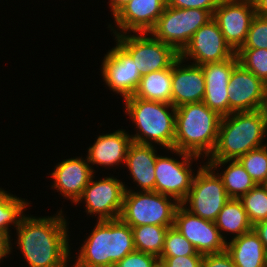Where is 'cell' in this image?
Instances as JSON below:
<instances>
[{
  "instance_id": "6da1fadb",
  "label": "cell",
  "mask_w": 267,
  "mask_h": 267,
  "mask_svg": "<svg viewBox=\"0 0 267 267\" xmlns=\"http://www.w3.org/2000/svg\"><path fill=\"white\" fill-rule=\"evenodd\" d=\"M63 212L60 208L46 217L26 213L15 229L17 237L10 239L11 253L17 247L28 267H69L73 243H70L69 217Z\"/></svg>"
},
{
  "instance_id": "7a4b0ae2",
  "label": "cell",
  "mask_w": 267,
  "mask_h": 267,
  "mask_svg": "<svg viewBox=\"0 0 267 267\" xmlns=\"http://www.w3.org/2000/svg\"><path fill=\"white\" fill-rule=\"evenodd\" d=\"M95 221L91 233L83 238L81 246L77 248V253L71 252V261L75 265L114 267L127 254L135 251L133 231L128 224L120 218Z\"/></svg>"
},
{
  "instance_id": "3957f363",
  "label": "cell",
  "mask_w": 267,
  "mask_h": 267,
  "mask_svg": "<svg viewBox=\"0 0 267 267\" xmlns=\"http://www.w3.org/2000/svg\"><path fill=\"white\" fill-rule=\"evenodd\" d=\"M267 108L222 116L216 146L206 160H238L267 144Z\"/></svg>"
},
{
  "instance_id": "277c9868",
  "label": "cell",
  "mask_w": 267,
  "mask_h": 267,
  "mask_svg": "<svg viewBox=\"0 0 267 267\" xmlns=\"http://www.w3.org/2000/svg\"><path fill=\"white\" fill-rule=\"evenodd\" d=\"M122 102L125 116L135 127L134 134L130 133L132 142L174 149L176 108L172 104L133 95Z\"/></svg>"
},
{
  "instance_id": "5b68a950",
  "label": "cell",
  "mask_w": 267,
  "mask_h": 267,
  "mask_svg": "<svg viewBox=\"0 0 267 267\" xmlns=\"http://www.w3.org/2000/svg\"><path fill=\"white\" fill-rule=\"evenodd\" d=\"M221 117L203 102L177 107L174 149L206 160L216 146Z\"/></svg>"
},
{
  "instance_id": "8992f818",
  "label": "cell",
  "mask_w": 267,
  "mask_h": 267,
  "mask_svg": "<svg viewBox=\"0 0 267 267\" xmlns=\"http://www.w3.org/2000/svg\"><path fill=\"white\" fill-rule=\"evenodd\" d=\"M180 203L155 191L125 190L120 219L130 227L141 225L174 226Z\"/></svg>"
},
{
  "instance_id": "52a82bcc",
  "label": "cell",
  "mask_w": 267,
  "mask_h": 267,
  "mask_svg": "<svg viewBox=\"0 0 267 267\" xmlns=\"http://www.w3.org/2000/svg\"><path fill=\"white\" fill-rule=\"evenodd\" d=\"M163 151L168 154L162 153L164 156L159 154L155 162V192L169 196L181 204L188 195L198 170L196 168L194 170L193 162L201 166L205 160L202 157L176 149ZM169 152L170 156H168ZM198 161L200 163H197Z\"/></svg>"
},
{
  "instance_id": "ba28073f",
  "label": "cell",
  "mask_w": 267,
  "mask_h": 267,
  "mask_svg": "<svg viewBox=\"0 0 267 267\" xmlns=\"http://www.w3.org/2000/svg\"><path fill=\"white\" fill-rule=\"evenodd\" d=\"M196 168L191 189L181 205L190 213L214 222L230 197L222 179L208 163Z\"/></svg>"
},
{
  "instance_id": "9c48e42d",
  "label": "cell",
  "mask_w": 267,
  "mask_h": 267,
  "mask_svg": "<svg viewBox=\"0 0 267 267\" xmlns=\"http://www.w3.org/2000/svg\"><path fill=\"white\" fill-rule=\"evenodd\" d=\"M213 15L203 9H181L166 5L150 34L172 46L179 54L189 44L194 33Z\"/></svg>"
},
{
  "instance_id": "30bf717a",
  "label": "cell",
  "mask_w": 267,
  "mask_h": 267,
  "mask_svg": "<svg viewBox=\"0 0 267 267\" xmlns=\"http://www.w3.org/2000/svg\"><path fill=\"white\" fill-rule=\"evenodd\" d=\"M112 37L132 57L141 76L170 68L180 57L172 46L154 38L149 32Z\"/></svg>"
},
{
  "instance_id": "8fae6325",
  "label": "cell",
  "mask_w": 267,
  "mask_h": 267,
  "mask_svg": "<svg viewBox=\"0 0 267 267\" xmlns=\"http://www.w3.org/2000/svg\"><path fill=\"white\" fill-rule=\"evenodd\" d=\"M108 175L97 178L94 174L74 203L75 206L85 204L87 217H95L97 221L118 219L122 211L126 182L113 174Z\"/></svg>"
},
{
  "instance_id": "7c38bea8",
  "label": "cell",
  "mask_w": 267,
  "mask_h": 267,
  "mask_svg": "<svg viewBox=\"0 0 267 267\" xmlns=\"http://www.w3.org/2000/svg\"><path fill=\"white\" fill-rule=\"evenodd\" d=\"M114 44L102 58L99 76L104 82L102 85L123 100L134 94L141 74L132 57L116 41Z\"/></svg>"
},
{
  "instance_id": "4fadbf2b",
  "label": "cell",
  "mask_w": 267,
  "mask_h": 267,
  "mask_svg": "<svg viewBox=\"0 0 267 267\" xmlns=\"http://www.w3.org/2000/svg\"><path fill=\"white\" fill-rule=\"evenodd\" d=\"M236 55L226 42L217 22L212 18L193 35L180 57L189 63L202 65L222 62Z\"/></svg>"
},
{
  "instance_id": "5bb4252c",
  "label": "cell",
  "mask_w": 267,
  "mask_h": 267,
  "mask_svg": "<svg viewBox=\"0 0 267 267\" xmlns=\"http://www.w3.org/2000/svg\"><path fill=\"white\" fill-rule=\"evenodd\" d=\"M227 91L229 114L267 108V85L239 63L231 73Z\"/></svg>"
},
{
  "instance_id": "9a60e30c",
  "label": "cell",
  "mask_w": 267,
  "mask_h": 267,
  "mask_svg": "<svg viewBox=\"0 0 267 267\" xmlns=\"http://www.w3.org/2000/svg\"><path fill=\"white\" fill-rule=\"evenodd\" d=\"M255 16L254 2L250 0H221L213 13V19L235 52L243 46Z\"/></svg>"
},
{
  "instance_id": "2e32d148",
  "label": "cell",
  "mask_w": 267,
  "mask_h": 267,
  "mask_svg": "<svg viewBox=\"0 0 267 267\" xmlns=\"http://www.w3.org/2000/svg\"><path fill=\"white\" fill-rule=\"evenodd\" d=\"M174 226L198 253L205 255L226 251V241L215 222L190 213L181 204L175 212Z\"/></svg>"
},
{
  "instance_id": "e0dca14e",
  "label": "cell",
  "mask_w": 267,
  "mask_h": 267,
  "mask_svg": "<svg viewBox=\"0 0 267 267\" xmlns=\"http://www.w3.org/2000/svg\"><path fill=\"white\" fill-rule=\"evenodd\" d=\"M166 5L167 0H131L113 17L112 23H107V28L113 35L150 32Z\"/></svg>"
},
{
  "instance_id": "ac0fdd59",
  "label": "cell",
  "mask_w": 267,
  "mask_h": 267,
  "mask_svg": "<svg viewBox=\"0 0 267 267\" xmlns=\"http://www.w3.org/2000/svg\"><path fill=\"white\" fill-rule=\"evenodd\" d=\"M48 178L53 180L49 189H53L62 195L65 200L75 203L82 195L83 190L89 184L95 174L88 162L87 157L73 156L55 164Z\"/></svg>"
},
{
  "instance_id": "d6986e66",
  "label": "cell",
  "mask_w": 267,
  "mask_h": 267,
  "mask_svg": "<svg viewBox=\"0 0 267 267\" xmlns=\"http://www.w3.org/2000/svg\"><path fill=\"white\" fill-rule=\"evenodd\" d=\"M131 143L130 133L126 129L119 128L115 131L113 129V132L111 130L108 133L102 132L100 135H96L94 143L86 148L87 154L85 156L94 173L98 172L99 166V169L101 170L103 167L104 171L113 167H115L114 170L122 167L125 170V159Z\"/></svg>"
},
{
  "instance_id": "ffe728a7",
  "label": "cell",
  "mask_w": 267,
  "mask_h": 267,
  "mask_svg": "<svg viewBox=\"0 0 267 267\" xmlns=\"http://www.w3.org/2000/svg\"><path fill=\"white\" fill-rule=\"evenodd\" d=\"M171 88V104L175 108L202 102L205 95V77L201 65L189 63L179 57L172 65Z\"/></svg>"
},
{
  "instance_id": "44dd1931",
  "label": "cell",
  "mask_w": 267,
  "mask_h": 267,
  "mask_svg": "<svg viewBox=\"0 0 267 267\" xmlns=\"http://www.w3.org/2000/svg\"><path fill=\"white\" fill-rule=\"evenodd\" d=\"M238 63L235 55L222 62L201 65L205 77V95L202 102L220 116L229 115L227 87L231 73Z\"/></svg>"
},
{
  "instance_id": "7402d4cb",
  "label": "cell",
  "mask_w": 267,
  "mask_h": 267,
  "mask_svg": "<svg viewBox=\"0 0 267 267\" xmlns=\"http://www.w3.org/2000/svg\"><path fill=\"white\" fill-rule=\"evenodd\" d=\"M158 148L163 149L156 145L138 144L135 142L130 144L124 166L129 171L128 176L133 180L132 184L135 185L129 187L127 184H124L125 190L155 191V162L159 155Z\"/></svg>"
},
{
  "instance_id": "603a6c76",
  "label": "cell",
  "mask_w": 267,
  "mask_h": 267,
  "mask_svg": "<svg viewBox=\"0 0 267 267\" xmlns=\"http://www.w3.org/2000/svg\"><path fill=\"white\" fill-rule=\"evenodd\" d=\"M226 252L236 267H265L266 249L253 229L227 241Z\"/></svg>"
},
{
  "instance_id": "cb8c5ba5",
  "label": "cell",
  "mask_w": 267,
  "mask_h": 267,
  "mask_svg": "<svg viewBox=\"0 0 267 267\" xmlns=\"http://www.w3.org/2000/svg\"><path fill=\"white\" fill-rule=\"evenodd\" d=\"M205 162L220 176L230 198L240 199L256 185L238 160H205Z\"/></svg>"
},
{
  "instance_id": "d4e9b609",
  "label": "cell",
  "mask_w": 267,
  "mask_h": 267,
  "mask_svg": "<svg viewBox=\"0 0 267 267\" xmlns=\"http://www.w3.org/2000/svg\"><path fill=\"white\" fill-rule=\"evenodd\" d=\"M214 222L226 242L249 232L253 227L242 201L235 198H230ZM229 235L231 238L228 237L227 240Z\"/></svg>"
},
{
  "instance_id": "484cf974",
  "label": "cell",
  "mask_w": 267,
  "mask_h": 267,
  "mask_svg": "<svg viewBox=\"0 0 267 267\" xmlns=\"http://www.w3.org/2000/svg\"><path fill=\"white\" fill-rule=\"evenodd\" d=\"M172 66L141 76L133 96L171 104Z\"/></svg>"
},
{
  "instance_id": "4316f807",
  "label": "cell",
  "mask_w": 267,
  "mask_h": 267,
  "mask_svg": "<svg viewBox=\"0 0 267 267\" xmlns=\"http://www.w3.org/2000/svg\"><path fill=\"white\" fill-rule=\"evenodd\" d=\"M10 191L0 187V235L9 238L12 236V229L19 226L25 212L28 213L26 210L32 205V201L18 197Z\"/></svg>"
},
{
  "instance_id": "83f0119b",
  "label": "cell",
  "mask_w": 267,
  "mask_h": 267,
  "mask_svg": "<svg viewBox=\"0 0 267 267\" xmlns=\"http://www.w3.org/2000/svg\"><path fill=\"white\" fill-rule=\"evenodd\" d=\"M131 228L135 250L159 258L163 251L165 235L169 227L149 224Z\"/></svg>"
},
{
  "instance_id": "f1b7e54d",
  "label": "cell",
  "mask_w": 267,
  "mask_h": 267,
  "mask_svg": "<svg viewBox=\"0 0 267 267\" xmlns=\"http://www.w3.org/2000/svg\"><path fill=\"white\" fill-rule=\"evenodd\" d=\"M240 200L252 225L267 219V188L263 184L255 185Z\"/></svg>"
},
{
  "instance_id": "f546056e",
  "label": "cell",
  "mask_w": 267,
  "mask_h": 267,
  "mask_svg": "<svg viewBox=\"0 0 267 267\" xmlns=\"http://www.w3.org/2000/svg\"><path fill=\"white\" fill-rule=\"evenodd\" d=\"M256 185L267 180V144L253 149L238 159Z\"/></svg>"
},
{
  "instance_id": "4dcf8cb0",
  "label": "cell",
  "mask_w": 267,
  "mask_h": 267,
  "mask_svg": "<svg viewBox=\"0 0 267 267\" xmlns=\"http://www.w3.org/2000/svg\"><path fill=\"white\" fill-rule=\"evenodd\" d=\"M236 56L239 64L267 85V49H239Z\"/></svg>"
},
{
  "instance_id": "1f68e13d",
  "label": "cell",
  "mask_w": 267,
  "mask_h": 267,
  "mask_svg": "<svg viewBox=\"0 0 267 267\" xmlns=\"http://www.w3.org/2000/svg\"><path fill=\"white\" fill-rule=\"evenodd\" d=\"M203 255L175 227H169L165 235L164 247L160 257Z\"/></svg>"
},
{
  "instance_id": "d6a6232c",
  "label": "cell",
  "mask_w": 267,
  "mask_h": 267,
  "mask_svg": "<svg viewBox=\"0 0 267 267\" xmlns=\"http://www.w3.org/2000/svg\"><path fill=\"white\" fill-rule=\"evenodd\" d=\"M267 49V18L255 16L240 49Z\"/></svg>"
},
{
  "instance_id": "836d02e7",
  "label": "cell",
  "mask_w": 267,
  "mask_h": 267,
  "mask_svg": "<svg viewBox=\"0 0 267 267\" xmlns=\"http://www.w3.org/2000/svg\"><path fill=\"white\" fill-rule=\"evenodd\" d=\"M158 260L159 258L154 255L135 250L117 262L114 267H154Z\"/></svg>"
},
{
  "instance_id": "e575fe53",
  "label": "cell",
  "mask_w": 267,
  "mask_h": 267,
  "mask_svg": "<svg viewBox=\"0 0 267 267\" xmlns=\"http://www.w3.org/2000/svg\"><path fill=\"white\" fill-rule=\"evenodd\" d=\"M221 0H167V5L181 9H203L212 15Z\"/></svg>"
},
{
  "instance_id": "d590c367",
  "label": "cell",
  "mask_w": 267,
  "mask_h": 267,
  "mask_svg": "<svg viewBox=\"0 0 267 267\" xmlns=\"http://www.w3.org/2000/svg\"><path fill=\"white\" fill-rule=\"evenodd\" d=\"M166 267H202L203 255L159 257Z\"/></svg>"
},
{
  "instance_id": "8d00e7d4",
  "label": "cell",
  "mask_w": 267,
  "mask_h": 267,
  "mask_svg": "<svg viewBox=\"0 0 267 267\" xmlns=\"http://www.w3.org/2000/svg\"><path fill=\"white\" fill-rule=\"evenodd\" d=\"M202 267H236L230 255L224 251L221 253L203 255Z\"/></svg>"
},
{
  "instance_id": "74e56055",
  "label": "cell",
  "mask_w": 267,
  "mask_h": 267,
  "mask_svg": "<svg viewBox=\"0 0 267 267\" xmlns=\"http://www.w3.org/2000/svg\"><path fill=\"white\" fill-rule=\"evenodd\" d=\"M252 229L258 235L264 245V248L267 250V219L256 223L253 225Z\"/></svg>"
},
{
  "instance_id": "f35d334b",
  "label": "cell",
  "mask_w": 267,
  "mask_h": 267,
  "mask_svg": "<svg viewBox=\"0 0 267 267\" xmlns=\"http://www.w3.org/2000/svg\"><path fill=\"white\" fill-rule=\"evenodd\" d=\"M11 238L0 235V263H4V258L9 257L11 254Z\"/></svg>"
},
{
  "instance_id": "ab89813d",
  "label": "cell",
  "mask_w": 267,
  "mask_h": 267,
  "mask_svg": "<svg viewBox=\"0 0 267 267\" xmlns=\"http://www.w3.org/2000/svg\"><path fill=\"white\" fill-rule=\"evenodd\" d=\"M131 0H108V7L111 12V18L114 17Z\"/></svg>"
},
{
  "instance_id": "60d3db41",
  "label": "cell",
  "mask_w": 267,
  "mask_h": 267,
  "mask_svg": "<svg viewBox=\"0 0 267 267\" xmlns=\"http://www.w3.org/2000/svg\"><path fill=\"white\" fill-rule=\"evenodd\" d=\"M253 2L256 15L267 18V0H254Z\"/></svg>"
},
{
  "instance_id": "b9f144b4",
  "label": "cell",
  "mask_w": 267,
  "mask_h": 267,
  "mask_svg": "<svg viewBox=\"0 0 267 267\" xmlns=\"http://www.w3.org/2000/svg\"><path fill=\"white\" fill-rule=\"evenodd\" d=\"M154 267H166V266H165V264L161 260H158L156 262V264L154 265Z\"/></svg>"
},
{
  "instance_id": "7bdbcfd3",
  "label": "cell",
  "mask_w": 267,
  "mask_h": 267,
  "mask_svg": "<svg viewBox=\"0 0 267 267\" xmlns=\"http://www.w3.org/2000/svg\"><path fill=\"white\" fill-rule=\"evenodd\" d=\"M70 262H71L72 264L69 265V267H81V266H77V265H75L71 260H70Z\"/></svg>"
},
{
  "instance_id": "ee69618b",
  "label": "cell",
  "mask_w": 267,
  "mask_h": 267,
  "mask_svg": "<svg viewBox=\"0 0 267 267\" xmlns=\"http://www.w3.org/2000/svg\"><path fill=\"white\" fill-rule=\"evenodd\" d=\"M265 267H267V250H266V258H265Z\"/></svg>"
},
{
  "instance_id": "f6af8a7d",
  "label": "cell",
  "mask_w": 267,
  "mask_h": 267,
  "mask_svg": "<svg viewBox=\"0 0 267 267\" xmlns=\"http://www.w3.org/2000/svg\"><path fill=\"white\" fill-rule=\"evenodd\" d=\"M263 185L267 188V180H266V182Z\"/></svg>"
}]
</instances>
